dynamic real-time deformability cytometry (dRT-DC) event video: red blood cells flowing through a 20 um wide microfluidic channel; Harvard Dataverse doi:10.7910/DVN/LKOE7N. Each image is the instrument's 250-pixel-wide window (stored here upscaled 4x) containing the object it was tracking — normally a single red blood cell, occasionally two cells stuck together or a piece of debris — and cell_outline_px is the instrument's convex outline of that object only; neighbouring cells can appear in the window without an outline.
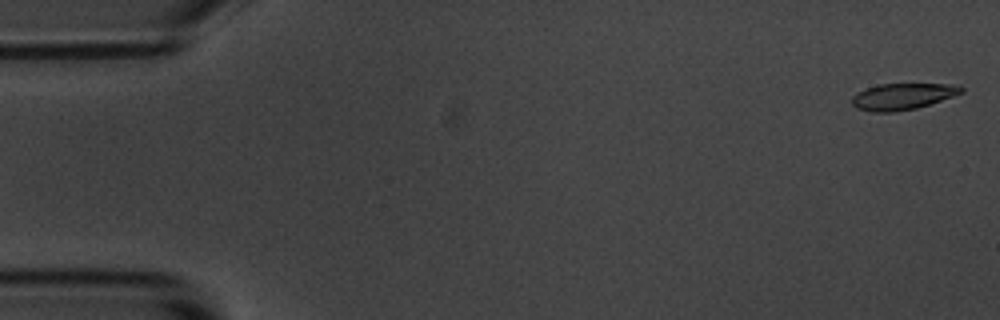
{"species": "common noctule bat (a hibernating species)", "species_latin": "Nyctalus noctula", "temperature_condition": "room temperature", "stored_images_in_passage": 55, "camera_frame_rate_fps": 3000, "um_per_image_px": 0.085, "animal": {"sex": "male", "body_mass_g": 20.1, "forearm_length_mm": 53.5}, "frame": {"image": 1, "passage_image": 1, "time_ms": 0.0, "image_size_px": [1000, 320], "cell_outline_px": [[964, 92], [916, 108], [892, 112], [872, 112], [856, 108], [852, 104], [852, 96], [868, 88], [880, 84], [948, 84], [964, 88]], "centroid_in_image_um": [76.69, 8.2], "position_along_channel_um": 8.3, "area_um2": 16.42}}
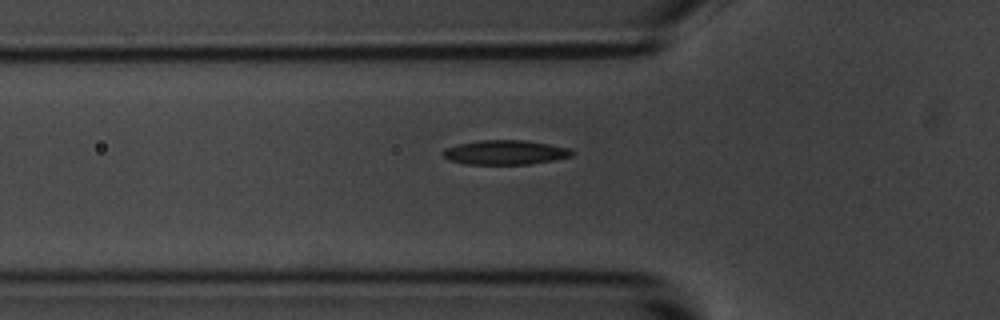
{"frame": {"image": 2, "passage_image": 18, "time_ms": 5.667, "image_size_px": [1000, 320], "cell_outline_px": [[576, 152], [572, 156], [552, 160], [528, 164], [464, 164], [448, 160], [440, 152], [444, 148], [460, 144], [480, 140], [524, 140], [572, 148]], "centroid_in_image_um": [42.94, 12.95], "position_along_channel_um": 82.9, "area_um2": 18.44}}
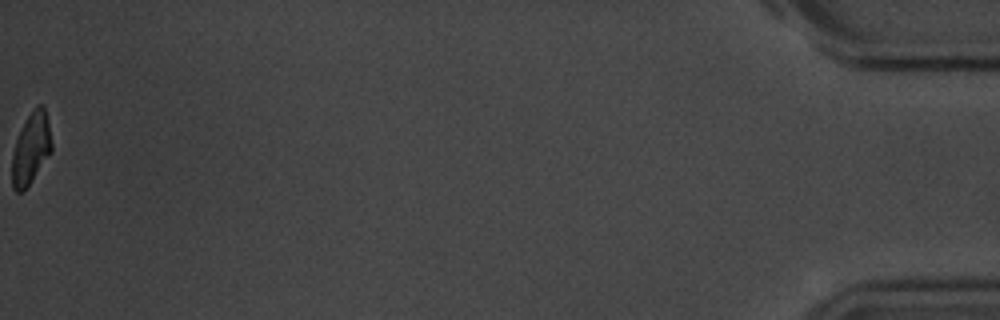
{"frame": {"image": 3, "passage_image": 55, "time_ms": 18.0, "image_size_px": [1000, 320], "cell_outline_px": [[52, 152], [24, 192], [16, 192], [12, 188], [12, 156], [16, 140], [32, 108], [36, 104], [40, 104], [44, 108], [48, 124], [52, 144]], "centroid_in_image_um": [2.63, 12.67], "position_along_channel_um": 432.6, "area_um2": 16.42}, "authors_computed_cell_mechanics": {"area_um2": 18.1492, "velocity_mm_per_s": 3.6521, "shape_relaxation_time_tau1_ms": 2.2155, "shape_relaxation_time_tau2_ms": 5.2555, "deformation_change_tau1": 0.1124, "deformation_change_tau2": 0.0966}}